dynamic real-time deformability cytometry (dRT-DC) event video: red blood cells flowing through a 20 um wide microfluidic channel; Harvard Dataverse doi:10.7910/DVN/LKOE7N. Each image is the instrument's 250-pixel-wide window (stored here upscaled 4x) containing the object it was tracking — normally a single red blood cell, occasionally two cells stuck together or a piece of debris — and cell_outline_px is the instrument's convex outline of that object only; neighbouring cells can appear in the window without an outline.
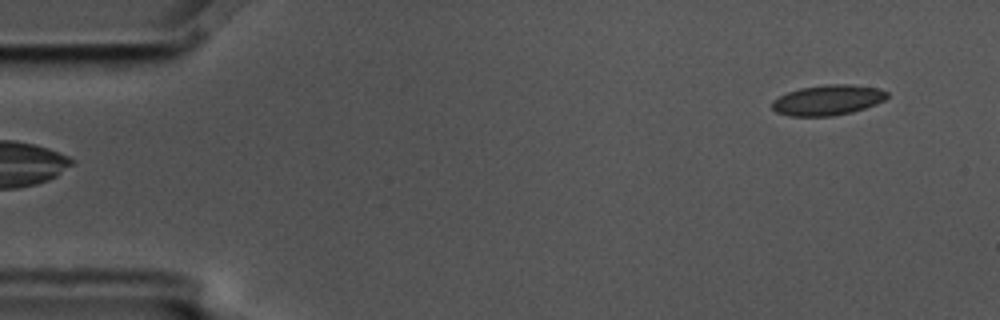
{"species": "common noctule bat (a hibernating species)", "species_latin": "Nyctalus noctula", "temperature_condition": "cold", "stored_images_in_passage": 2, "camera_frame_rate_fps": 3000, "um_per_image_px": 0.085, "animal": {"sex": "male", "body_mass_g": 17.5, "forearm_length_mm": 52.3}, "frame": {"image": 1, "passage_image": 2, "time_ms": 0.333, "image_size_px": [1000, 320], "cell_outline_px": [[888, 96], [884, 100], [876, 104], [852, 112], [832, 116], [788, 116], [776, 112], [772, 108], [772, 100], [788, 92], [800, 88], [828, 84], [852, 84], [876, 88], [888, 92]], "centroid_in_image_um": [70.35, 8.51], "position_along_channel_um": 14.7, "area_um2": 20.29}}